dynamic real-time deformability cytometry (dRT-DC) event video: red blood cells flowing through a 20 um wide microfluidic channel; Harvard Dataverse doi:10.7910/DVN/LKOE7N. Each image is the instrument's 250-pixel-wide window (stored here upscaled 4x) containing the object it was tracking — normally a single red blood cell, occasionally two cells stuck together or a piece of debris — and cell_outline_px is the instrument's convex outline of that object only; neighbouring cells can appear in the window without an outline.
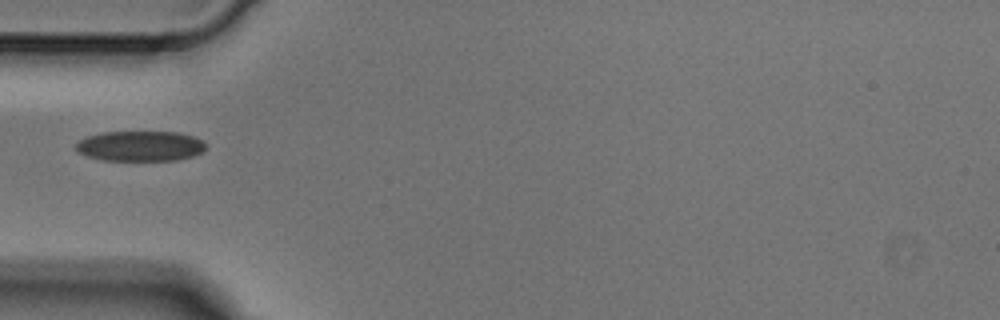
{"species": "Egyptian fruit bat (a non-hibernating species)", "species_latin": "Rousettus aegyptiacus", "temperature_condition": "cold", "stored_images_in_passage": 4, "camera_frame_rate_fps": 3000, "um_per_image_px": 0.085, "animal": {"sex": "male"}, "frame": {"image": 1, "passage_image": 3, "time_ms": 0.667, "image_size_px": [1000, 320], "cell_outline_px": [[204, 152], [192, 156], [176, 160], [104, 160], [88, 156], [76, 152], [76, 144], [80, 140], [88, 136], [104, 132], [176, 132], [192, 136], [200, 140], [204, 144]], "centroid_in_image_um": [11.9, 12.42], "position_along_channel_um": 73.1, "area_um2": 22.66}}
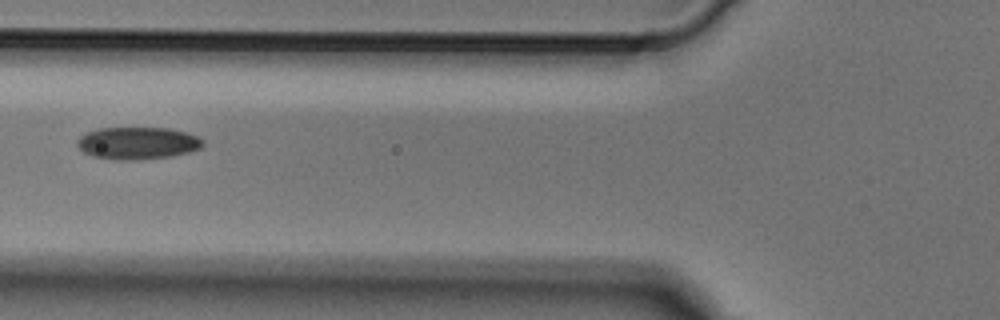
{"frame": {"image": 2, "passage_image": 4, "time_ms": 1.0, "image_size_px": [1000, 320], "cell_outline_px": [[204, 144], [200, 148], [188, 152], [172, 156], [136, 160], [116, 160], [92, 156], [84, 152], [76, 144], [76, 140], [80, 136], [96, 128], [168, 128], [188, 132], [200, 136], [204, 140]], "centroid_in_image_um": [11.71, 12.16], "position_along_channel_um": 114.1, "area_um2": 23.87}}